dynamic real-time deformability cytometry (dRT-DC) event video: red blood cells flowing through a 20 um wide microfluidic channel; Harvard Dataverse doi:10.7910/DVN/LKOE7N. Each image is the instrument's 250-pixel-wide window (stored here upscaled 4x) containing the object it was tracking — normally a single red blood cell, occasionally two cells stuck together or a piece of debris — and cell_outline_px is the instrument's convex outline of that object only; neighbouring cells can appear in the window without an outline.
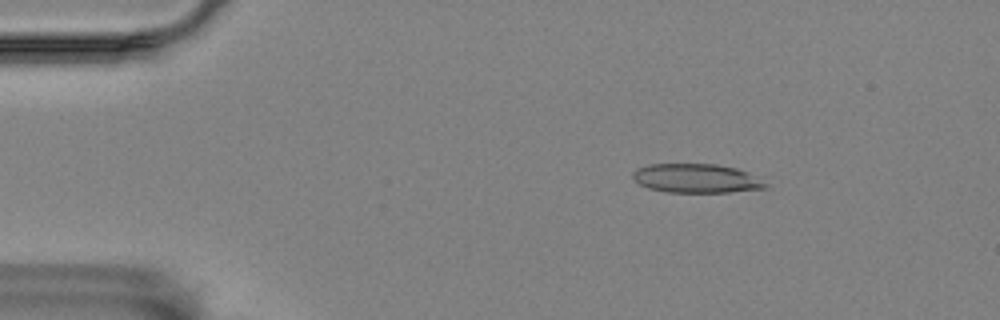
{"species": "Egyptian fruit bat (a non-hibernating species)", "species_latin": "Rousettus aegyptiacus", "temperature_condition": "room temperature", "stored_images_in_passage": 57, "camera_frame_rate_fps": 3000, "um_per_image_px": 0.085, "animal": {"sex": "female"}, "frame": {"image": 1, "passage_image": 9, "time_ms": 2.667, "image_size_px": [1000, 320], "cell_outline_px": [[768, 188], [728, 192], [668, 192], [648, 188], [640, 184], [632, 176], [632, 172], [636, 168], [648, 164], [716, 164], [736, 168], [748, 172], [768, 184]], "centroid_in_image_um": [59.18, 15.15], "position_along_channel_um": 25.8, "area_um2": 22.43}}
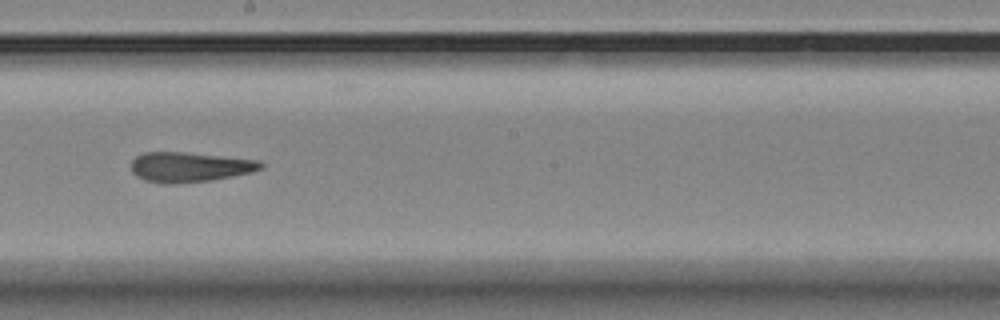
{"frame": {"image": 2, "passage_image": 32, "time_ms": 10.333, "image_size_px": [1000, 320], "cell_outline_px": [[264, 168], [252, 172], [212, 180], [176, 184], [164, 184], [144, 180], [136, 176], [132, 172], [132, 160], [136, 156], [144, 152], [184, 152], [260, 160], [264, 164]], "centroid_in_image_um": [16.12, 14.2], "position_along_channel_um": 232.1, "area_um2": 22.77}}
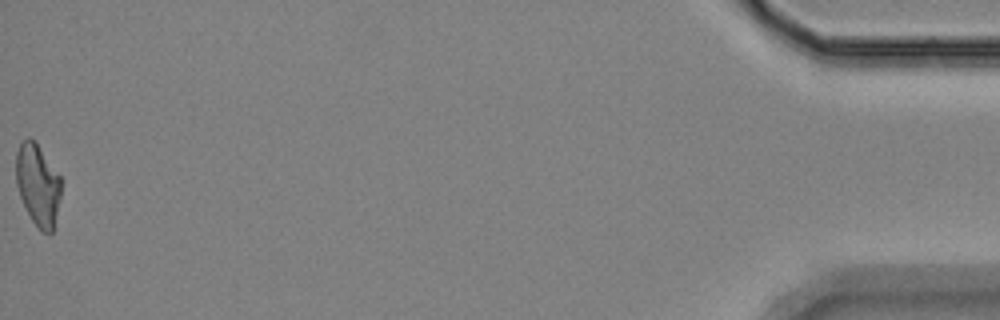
{"frame": {"image": 3, "passage_image": 57, "time_ms": 18.667, "image_size_px": [1000, 320], "cell_outline_px": [[60, 196], [52, 232], [40, 232], [32, 220], [20, 196], [16, 184], [16, 152], [20, 144], [28, 136], [36, 144], [60, 176]], "centroid_in_image_um": [3.19, 15.72], "position_along_channel_um": 432.0, "area_um2": 20.87}, "authors_computed_cell_mechanics": {"area_um2": 22.6576, "velocity_mm_per_s": 3.5369, "shape_relaxation_time_tau1_ms": null, "shape_relaxation_time_tau2_ms": 2.1491, "deformation_change_tau1": null, "deformation_change_tau2": 0.1055}}